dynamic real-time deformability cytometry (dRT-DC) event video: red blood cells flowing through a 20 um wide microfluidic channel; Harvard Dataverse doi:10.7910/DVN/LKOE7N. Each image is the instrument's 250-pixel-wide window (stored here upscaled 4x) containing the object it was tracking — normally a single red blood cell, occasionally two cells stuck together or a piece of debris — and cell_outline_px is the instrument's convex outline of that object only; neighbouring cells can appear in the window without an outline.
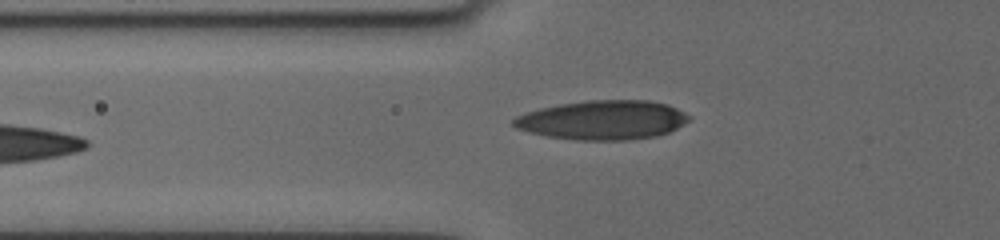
{"species": "human", "species_latin": "Homo sapiens", "temperature_condition": "cold", "stored_images_in_passage": 5, "camera_frame_rate_fps": 3000, "um_per_image_px": 0.085, "donor": {"sex": "female"}, "frame": {"image": 1, "passage_image": 5, "time_ms": 3.667, "image_size_px": [1000, 240], "cell_outline_px": [[692, 116], [684, 124], [668, 132], [656, 136], [624, 140], [576, 140], [548, 136], [516, 128], [512, 124], [512, 120], [516, 116], [540, 108], [560, 104], [588, 100], [648, 100], [668, 104]], "centroid_in_image_um": [51.25, 10.19], "position_along_channel_um": 74.5, "area_um2": 39.94}}